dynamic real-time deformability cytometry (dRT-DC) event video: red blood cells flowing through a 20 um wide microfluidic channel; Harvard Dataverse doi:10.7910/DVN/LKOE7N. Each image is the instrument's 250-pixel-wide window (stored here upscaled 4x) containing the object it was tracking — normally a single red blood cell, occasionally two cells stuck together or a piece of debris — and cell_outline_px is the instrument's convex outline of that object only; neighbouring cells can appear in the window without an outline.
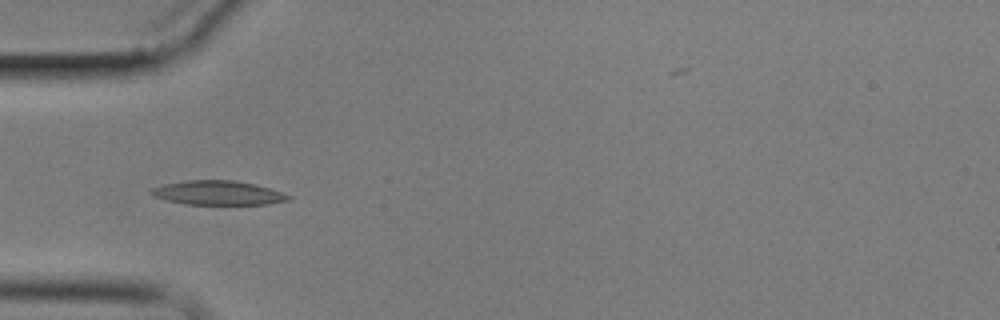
{"species": "common noctule bat (a hibernating species)", "species_latin": "Nyctalus noctula", "temperature_condition": "cold", "stored_images_in_passage": 14, "camera_frame_rate_fps": 3000, "um_per_image_px": 0.085, "animal": {"sex": "male", "body_mass_g": 17.9}, "frame": {"image": 1, "passage_image": 4, "time_ms": 5.0, "image_size_px": [1000, 320], "cell_outline_px": [[292, 200], [268, 204], [184, 204], [152, 196], [148, 192], [152, 188], [164, 184], [188, 180], [232, 180], [256, 184], [292, 196]], "centroid_in_image_um": [18.53, 16.39], "position_along_channel_um": 66.5, "area_um2": 19.31}}
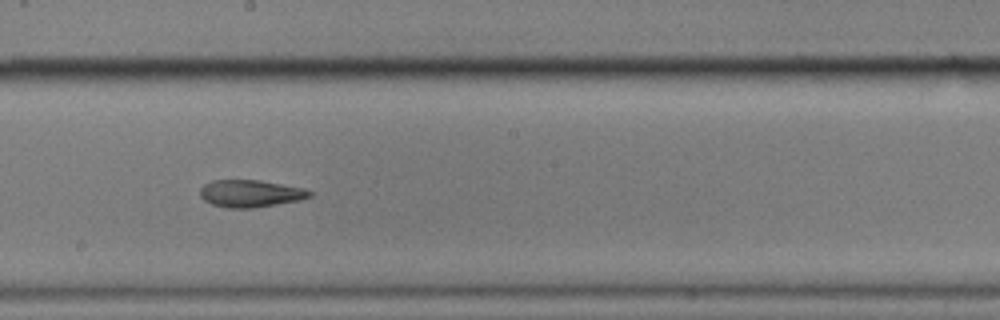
{"frame": {"image": 2, "passage_image": 8, "time_ms": 9.667, "image_size_px": [1000, 320], "cell_outline_px": [[312, 196], [300, 200], [252, 208], [228, 208], [212, 204], [204, 200], [200, 196], [200, 188], [204, 184], [212, 180], [260, 180], [304, 188], [312, 192]], "centroid_in_image_um": [21.28, 16.44], "position_along_channel_um": 226.9, "area_um2": 17.4}}
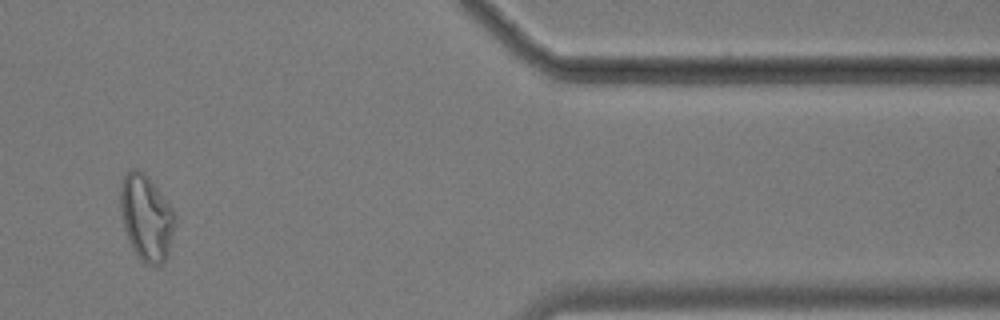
{"frame": {"image": 3, "passage_image": 13, "time_ms": 15.667, "image_size_px": [1000, 320], "cell_outline_px": [[176, 224], [168, 256], [164, 264], [144, 264], [136, 252], [124, 228], [120, 208], [120, 184], [128, 168], [136, 168], [144, 172], [148, 176], [172, 208], [176, 216]], "centroid_in_image_um": [12.45, 18.47], "position_along_channel_um": 398.9, "area_um2": 27.4}, "authors_computed_cell_mechanics": {"area_um2": 18.9295, "velocity_mm_per_s": 3.4534, "shape_relaxation_time_tau1_ms": null, "shape_relaxation_time_tau2_ms": 6.0652, "deformation_change_tau1": null, "deformation_change_tau2": 0.1312}}